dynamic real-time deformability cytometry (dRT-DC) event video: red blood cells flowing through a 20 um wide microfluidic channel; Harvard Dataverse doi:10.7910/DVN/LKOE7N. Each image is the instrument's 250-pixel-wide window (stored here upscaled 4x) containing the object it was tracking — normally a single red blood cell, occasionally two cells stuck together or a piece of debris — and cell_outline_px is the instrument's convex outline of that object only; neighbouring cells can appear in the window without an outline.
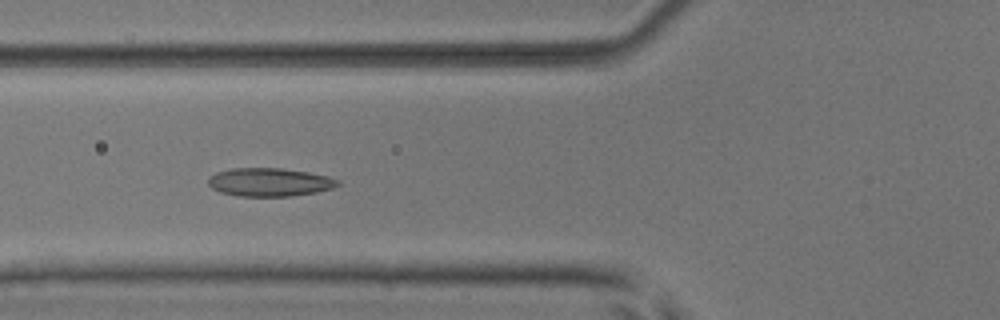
{"species": "common noctule bat (a hibernating species)", "species_latin": "Nyctalus noctula", "temperature_condition": "room temperature", "stored_images_in_passage": 7, "camera_frame_rate_fps": 3000, "um_per_image_px": 0.085, "animal": {"sex": "male", "body_mass_g": 17.9, "forearm_length_mm": 54.2}, "frame": {"image": 1, "passage_image": 5, "time_ms": 1.333, "image_size_px": [1000, 320], "cell_outline_px": [[340, 184], [332, 188], [316, 192], [292, 196], [236, 196], [220, 192], [212, 188], [208, 184], [208, 176], [216, 172], [232, 168], [280, 168], [308, 172], [328, 176], [340, 180]], "centroid_in_image_um": [22.89, 15.48], "position_along_channel_um": 102.9, "area_um2": 21.5}}
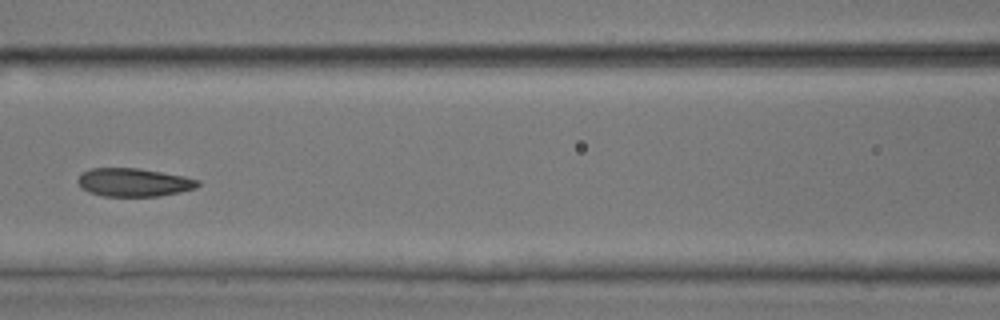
{"frame": {"image": 2, "passage_image": 6, "time_ms": 1.667, "image_size_px": [1000, 320], "cell_outline_px": [[200, 184], [196, 188], [180, 192], [156, 196], [104, 196], [88, 192], [80, 188], [76, 180], [84, 172], [92, 168], [140, 168], [184, 176], [200, 180]], "centroid_in_image_um": [11.37, 15.5], "position_along_channel_um": 155.2, "area_um2": 19.83}}
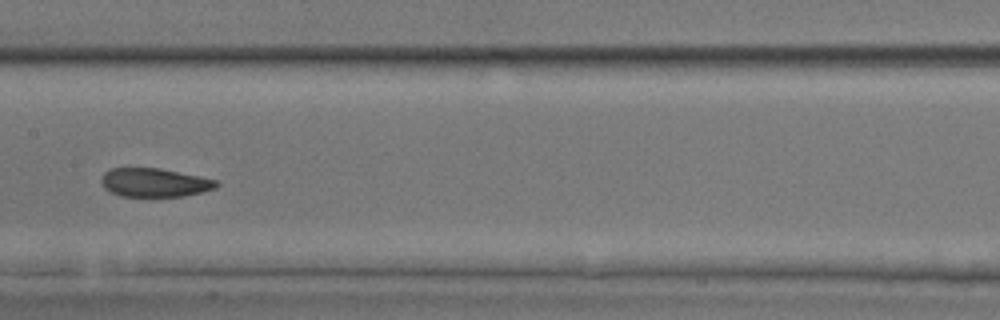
{"frame": {"image": 3, "passage_image": 7, "time_ms": 2.0, "image_size_px": [1000, 320], "cell_outline_px": [[220, 184], [216, 188], [184, 196], [120, 196], [104, 188], [100, 180], [104, 172], [112, 168], [160, 168], [216, 180]], "centroid_in_image_um": [13.11, 15.51], "position_along_channel_um": 194.3, "area_um2": 19.07}}